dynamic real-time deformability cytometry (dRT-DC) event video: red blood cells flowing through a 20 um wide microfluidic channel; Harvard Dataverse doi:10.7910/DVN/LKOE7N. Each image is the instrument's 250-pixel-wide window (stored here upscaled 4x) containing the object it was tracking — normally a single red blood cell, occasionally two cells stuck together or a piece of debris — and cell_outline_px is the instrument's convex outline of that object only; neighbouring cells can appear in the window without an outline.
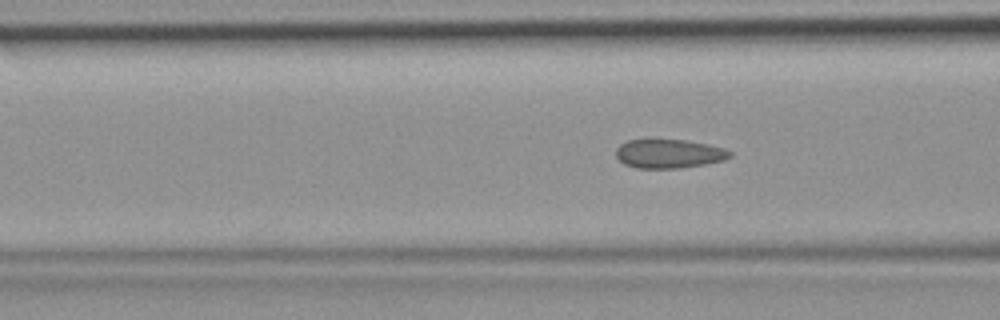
{"species": "common noctule bat (a hibernating species)", "species_latin": "Nyctalus noctula", "temperature_condition": "room temperature", "stored_images_in_passage": 6, "camera_frame_rate_fps": 3000, "um_per_image_px": 0.085, "animal": {"sex": "female", "body_mass_g": 19.9}, "frame": {"image": 1, "passage_image": 6, "time_ms": 1.667, "image_size_px": [1000, 320], "cell_outline_px": [[732, 156], [724, 160], [704, 164], [680, 168], [636, 168], [624, 164], [616, 156], [616, 148], [620, 144], [628, 140], [688, 140], [708, 144], [724, 148], [732, 152]], "centroid_in_image_um": [56.87, 13.06], "position_along_channel_um": 109.7, "area_um2": 19.19}}